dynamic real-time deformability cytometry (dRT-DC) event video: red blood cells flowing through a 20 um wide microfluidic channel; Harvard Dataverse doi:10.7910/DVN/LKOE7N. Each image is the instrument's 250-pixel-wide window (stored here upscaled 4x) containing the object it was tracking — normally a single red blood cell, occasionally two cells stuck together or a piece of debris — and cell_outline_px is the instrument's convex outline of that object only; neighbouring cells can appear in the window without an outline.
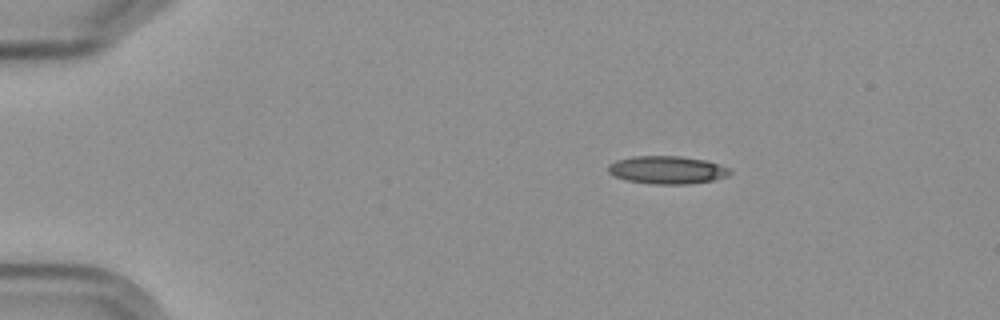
{"species": "Egyptian fruit bat (a non-hibernating species)", "species_latin": "Rousettus aegyptiacus", "temperature_condition": "cold", "stored_images_in_passage": 6, "segment_of_instrument_passage": [1, 2], "camera_frame_rate_fps": 3000, "um_per_image_px": 0.085, "frame": {"image": 1, "passage_image": 3, "time_ms": 2.333, "image_size_px": [1000, 320], "cell_outline_px": [[732, 172], [728, 176], [712, 180], [688, 184], [652, 184], [628, 180], [616, 176], [608, 172], [608, 164], [616, 160], [632, 156], [680, 156], [708, 160], [728, 168]], "centroid_in_image_um": [56.71, 14.43], "position_along_channel_um": 28.3, "area_um2": 19.77}}